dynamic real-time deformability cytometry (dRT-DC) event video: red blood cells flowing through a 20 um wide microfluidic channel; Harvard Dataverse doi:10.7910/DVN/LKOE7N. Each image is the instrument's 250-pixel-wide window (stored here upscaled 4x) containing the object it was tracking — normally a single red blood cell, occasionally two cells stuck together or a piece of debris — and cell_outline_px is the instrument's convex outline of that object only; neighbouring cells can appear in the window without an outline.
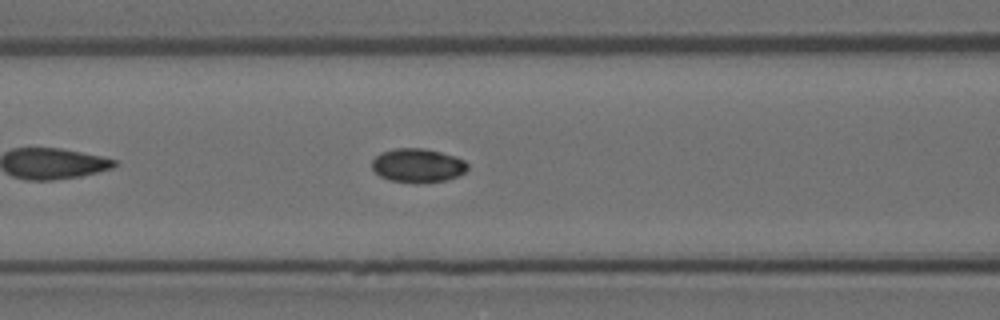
{"species": "Egyptian fruit bat (a non-hibernating species)", "species_latin": "Rousettus aegyptiacus", "temperature_condition": "room temperature", "stored_images_in_passage": 34, "camera_frame_rate_fps": 3000, "um_per_image_px": 0.085, "animal": {"sex": "female"}, "frame": {"image": 1, "passage_image": 11, "time_ms": 3.333, "image_size_px": [1000, 320], "cell_outline_px": [[468, 168], [464, 172], [456, 176], [444, 180], [416, 184], [388, 180], [380, 176], [372, 168], [372, 160], [380, 152], [392, 148], [424, 148], [440, 152], [464, 160], [468, 164]], "centroid_in_image_um": [35.46, 14.07], "position_along_channel_um": 131.1, "area_um2": 18.96}}
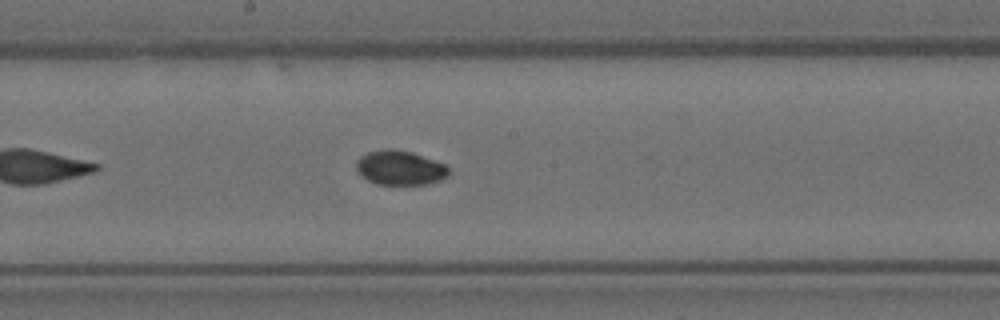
{"frame": {"image": 2, "passage_image": 18, "time_ms": 5.667, "image_size_px": [1000, 320], "cell_outline_px": [[448, 176], [440, 180], [424, 184], [376, 184], [368, 180], [356, 168], [356, 160], [360, 156], [368, 152], [388, 148], [412, 152], [444, 164], [448, 168]], "centroid_in_image_um": [33.98, 14.25], "position_along_channel_um": 214.2, "area_um2": 18.26}}
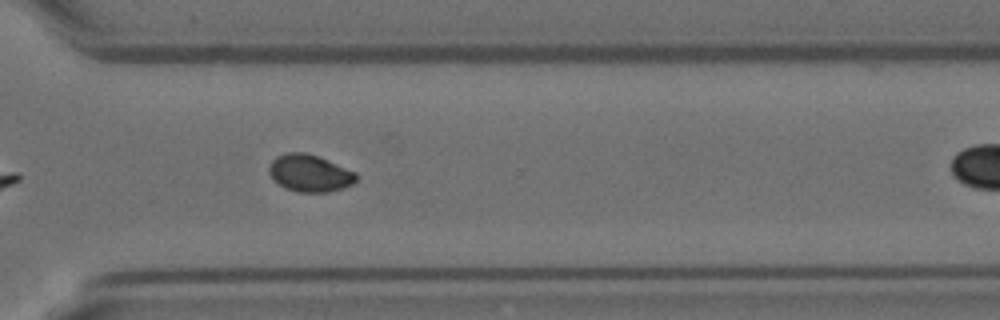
{"frame": {"image": 3, "passage_image": 29, "time_ms": 9.333, "image_size_px": [1000, 320], "cell_outline_px": [[356, 180], [352, 184], [344, 188], [328, 192], [296, 192], [284, 188], [272, 180], [268, 172], [268, 168], [272, 160], [276, 156], [288, 152], [304, 152], [316, 156], [356, 172]], "centroid_in_image_um": [26.27, 14.74], "position_along_channel_um": 344.3, "area_um2": 18.9}}